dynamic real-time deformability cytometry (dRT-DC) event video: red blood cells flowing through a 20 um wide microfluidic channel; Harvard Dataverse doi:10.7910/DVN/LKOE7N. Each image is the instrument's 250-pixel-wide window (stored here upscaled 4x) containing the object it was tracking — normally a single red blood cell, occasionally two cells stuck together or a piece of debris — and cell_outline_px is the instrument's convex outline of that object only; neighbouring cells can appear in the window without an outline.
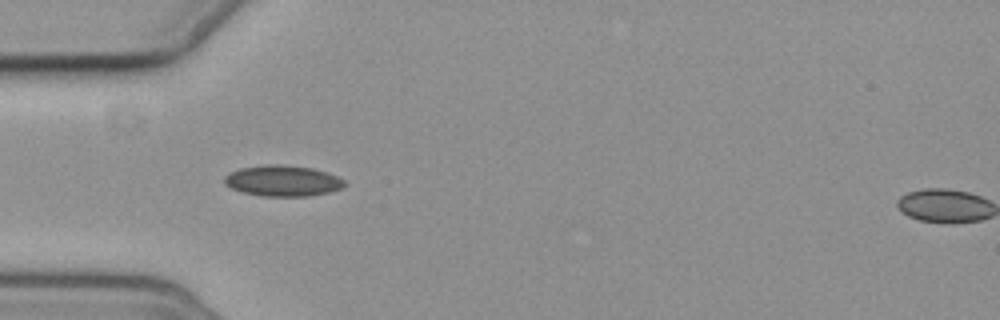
{"species": "common noctule bat (a hibernating species)", "species_latin": "Nyctalus noctula", "temperature_condition": "cold", "stored_images_in_passage": 5, "camera_frame_rate_fps": 3000, "um_per_image_px": 0.085, "animal": {"sex": "female", "body_mass_g": 19.3, "forearm_length_mm": 54.1}, "frame": {"image": 1, "passage_image": 4, "time_ms": 3.667, "image_size_px": [1000, 320], "cell_outline_px": [[348, 184], [340, 188], [328, 192], [308, 196], [264, 196], [240, 192], [224, 184], [224, 176], [240, 168], [264, 164], [284, 164], [312, 168], [328, 172], [344, 180]], "centroid_in_image_um": [24.02, 15.36], "position_along_channel_um": 61.0, "area_um2": 21.73}}
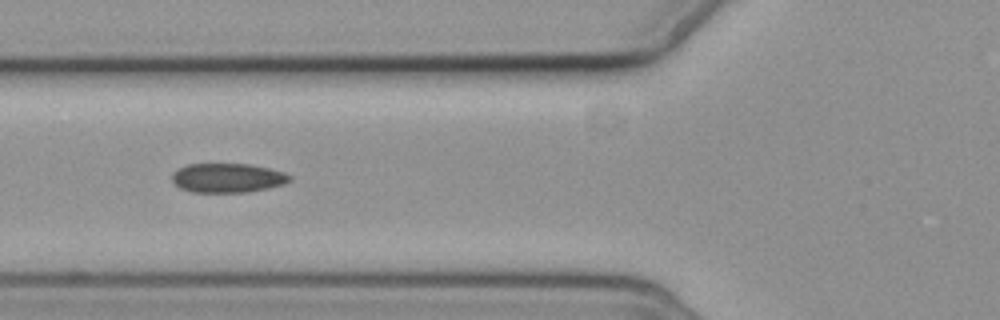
{"frame": {"image": 2, "passage_image": 5, "time_ms": 5.0, "image_size_px": [1000, 320], "cell_outline_px": [[292, 180], [284, 184], [268, 188], [248, 192], [192, 192], [180, 188], [172, 180], [172, 172], [176, 168], [188, 164], [248, 164], [268, 168], [284, 172], [292, 176]], "centroid_in_image_um": [19.34, 15.12], "position_along_channel_um": 106.5, "area_um2": 20.17}}